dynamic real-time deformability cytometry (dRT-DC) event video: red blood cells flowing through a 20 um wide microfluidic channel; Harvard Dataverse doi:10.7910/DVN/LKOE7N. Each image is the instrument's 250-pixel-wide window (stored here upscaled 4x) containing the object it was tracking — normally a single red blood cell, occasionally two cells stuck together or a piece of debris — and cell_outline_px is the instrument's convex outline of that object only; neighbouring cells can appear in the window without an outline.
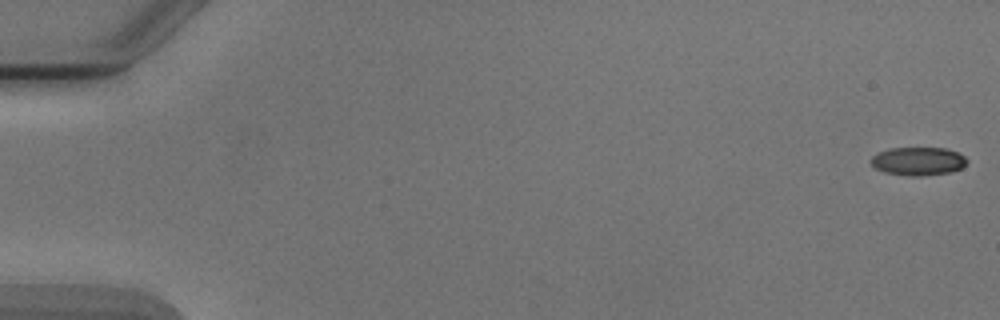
{"species": "Egyptian fruit bat (a non-hibernating species)", "species_latin": "Rousettus aegyptiacus", "temperature_condition": "cold", "stored_images_in_passage": 11, "camera_frame_rate_fps": 3000, "um_per_image_px": 0.085, "animal": {"sex": "male"}, "frame": {"image": 1, "passage_image": 1, "time_ms": 0.0, "image_size_px": [1000, 320], "cell_outline_px": [[968, 160], [960, 168], [948, 172], [920, 176], [912, 176], [884, 172], [876, 168], [868, 160], [872, 156], [880, 152], [892, 148], [944, 148], [956, 152], [964, 156]], "centroid_in_image_um": [78.01, 13.7], "position_along_channel_um": 7.0, "area_um2": 15.55}}